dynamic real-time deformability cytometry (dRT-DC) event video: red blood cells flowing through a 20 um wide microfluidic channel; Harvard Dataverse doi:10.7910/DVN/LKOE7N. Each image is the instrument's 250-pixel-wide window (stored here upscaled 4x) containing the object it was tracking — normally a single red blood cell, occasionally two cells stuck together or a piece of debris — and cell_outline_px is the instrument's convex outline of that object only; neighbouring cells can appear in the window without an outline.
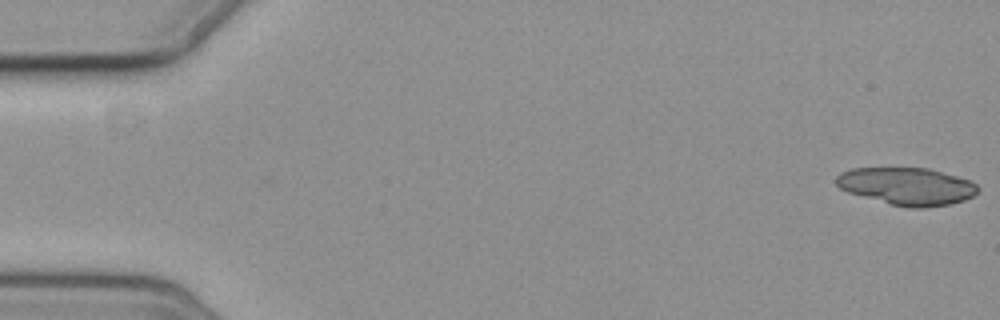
{"species": "common noctule bat (a hibernating species)", "species_latin": "Nyctalus noctula", "temperature_condition": "cold", "stored_images_in_passage": 6, "segment_of_instrument_passage": [1, 2], "camera_frame_rate_fps": 3000, "um_per_image_px": 0.085, "animal": {"sex": "female", "body_mass_g": 19.3, "forearm_length_mm": 54.1}, "frame": {"image": 1, "passage_image": 1, "time_ms": 0.0, "image_size_px": [1000, 320], "cell_outline_px": [[980, 188], [972, 196], [964, 200], [948, 204], [924, 208], [912, 208], [892, 204], [848, 192], [840, 188], [836, 184], [836, 176], [840, 172], [852, 168], [928, 168], [956, 176], [968, 180], [976, 184]], "centroid_in_image_um": [77.07, 15.82], "position_along_channel_um": 7.9, "area_um2": 30.58}}